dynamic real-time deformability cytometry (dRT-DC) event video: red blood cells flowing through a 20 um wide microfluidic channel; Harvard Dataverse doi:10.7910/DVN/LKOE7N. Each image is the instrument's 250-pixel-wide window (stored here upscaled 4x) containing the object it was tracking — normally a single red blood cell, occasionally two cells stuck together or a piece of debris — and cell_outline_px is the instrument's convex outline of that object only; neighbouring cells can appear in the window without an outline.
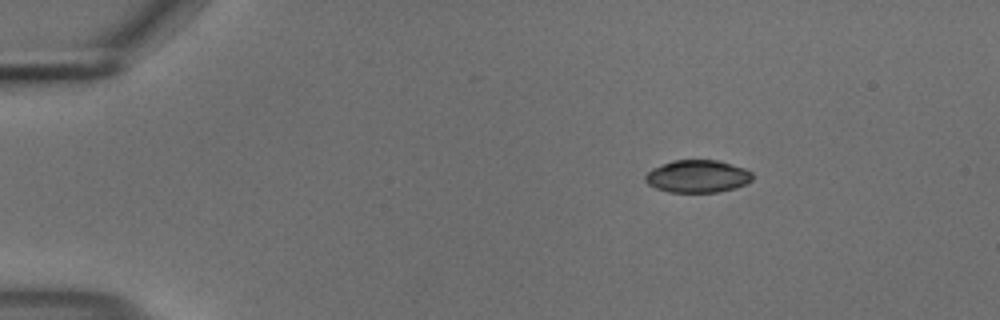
{"species": "common noctule bat (a hibernating species)", "species_latin": "Nyctalus noctula", "temperature_condition": "cold", "stored_images_in_passage": 47, "camera_frame_rate_fps": 3000, "um_per_image_px": 0.085, "animal": {"sex": "male", "body_mass_g": 18.8}, "frame": {"image": 1, "passage_image": 1, "time_ms": 0.0, "image_size_px": [1000, 320], "cell_outline_px": [[752, 180], [748, 184], [736, 188], [720, 192], [668, 192], [656, 188], [648, 184], [644, 180], [644, 176], [652, 168], [672, 160], [720, 160], [744, 168], [752, 172]], "centroid_in_image_um": [59.31, 14.99], "position_along_channel_um": 25.7, "area_um2": 20.58}}
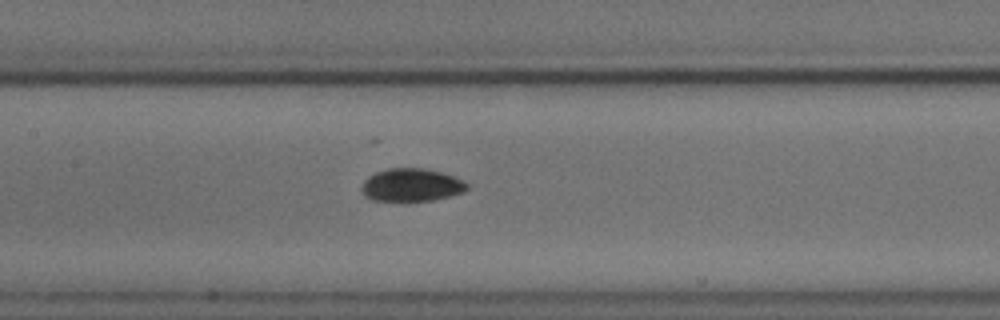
{"frame": {"image": 2, "passage_image": 19, "time_ms": 6.0, "image_size_px": [1000, 320], "cell_outline_px": [[468, 188], [464, 192], [452, 196], [432, 200], [408, 204], [404, 204], [372, 200], [364, 196], [360, 192], [360, 188], [364, 180], [368, 176], [376, 172], [388, 168], [424, 168], [440, 172], [464, 180], [468, 184]], "centroid_in_image_um": [34.93, 15.78], "position_along_channel_um": 172.5, "area_um2": 21.21}}
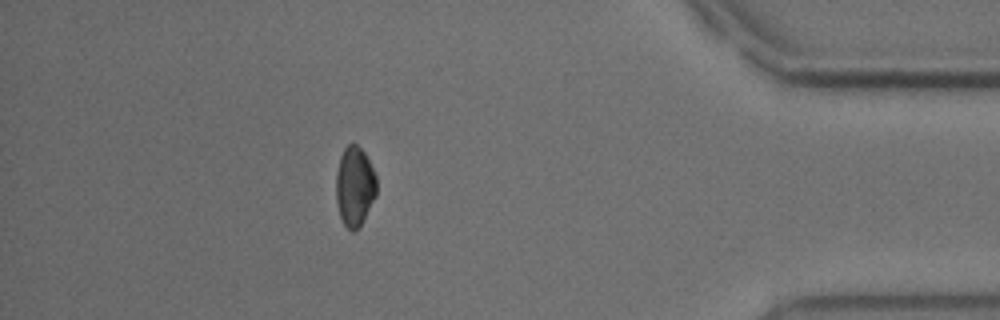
{"frame": {"image": 3, "passage_image": 41, "time_ms": 13.333, "image_size_px": [1000, 320], "cell_outline_px": [[376, 196], [360, 228], [352, 232], [344, 224], [340, 216], [336, 200], [336, 172], [340, 156], [344, 148], [348, 144], [356, 144], [364, 152], [376, 176]], "centroid_in_image_um": [30.14, 15.86], "position_along_channel_um": 405.1, "area_um2": 18.9}, "authors_computed_cell_mechanics": {"area_um2": 20.2878, "velocity_mm_per_s": 3.6968, "shape_relaxation_time_tau1_ms": 4.5776, "shape_relaxation_time_tau2_ms": null, "deformation_change_tau1": 0.0744, "deformation_change_tau2": null}}